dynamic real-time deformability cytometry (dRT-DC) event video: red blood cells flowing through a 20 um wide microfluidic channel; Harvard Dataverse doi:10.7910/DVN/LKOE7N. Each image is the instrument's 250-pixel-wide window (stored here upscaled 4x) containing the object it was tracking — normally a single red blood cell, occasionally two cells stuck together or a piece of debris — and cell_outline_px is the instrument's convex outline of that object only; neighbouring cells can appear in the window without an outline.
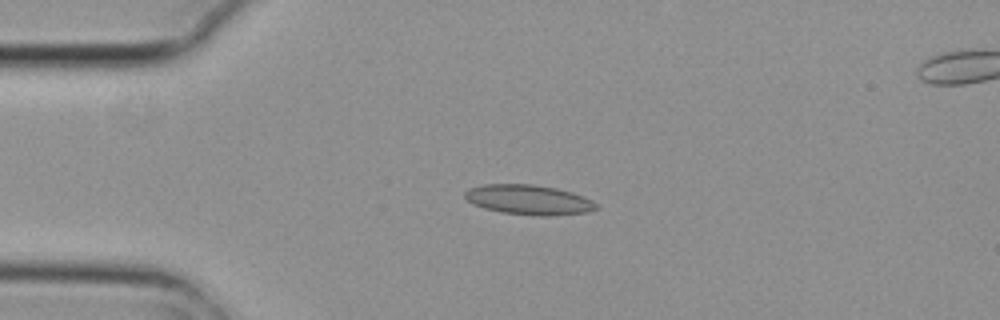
{"species": "common noctule bat (a hibernating species)", "species_latin": "Nyctalus noctula", "temperature_condition": "cold", "stored_images_in_passage": 5, "camera_frame_rate_fps": 3000, "um_per_image_px": 0.085, "animal": {"sex": "female", "body_mass_g": 29.2, "forearm_length_mm": 56.3}, "frame": {"image": 1, "passage_image": 3, "time_ms": 0.667, "image_size_px": [1000, 320], "cell_outline_px": [[600, 208], [588, 212], [548, 216], [536, 216], [500, 212], [484, 208], [472, 204], [464, 196], [464, 192], [468, 188], [484, 184], [532, 184], [556, 188], [572, 192], [584, 196], [592, 200]], "centroid_in_image_um": [44.94, 16.98], "position_along_channel_um": 40.1, "area_um2": 23.06}}